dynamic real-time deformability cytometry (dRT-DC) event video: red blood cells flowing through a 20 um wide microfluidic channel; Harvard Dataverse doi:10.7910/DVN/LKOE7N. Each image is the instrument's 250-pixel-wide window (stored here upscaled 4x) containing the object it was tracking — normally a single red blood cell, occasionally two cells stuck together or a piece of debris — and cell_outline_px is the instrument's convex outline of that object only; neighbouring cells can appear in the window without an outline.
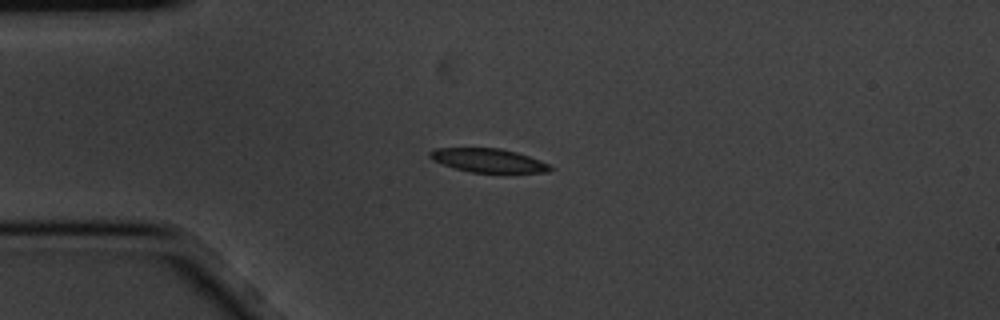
{"species": "common noctule bat (a hibernating species)", "species_latin": "Nyctalus noctula", "temperature_condition": "cold", "stored_images_in_passage": 1, "camera_frame_rate_fps": 3000, "um_per_image_px": 0.085, "animal": {"sex": "male", "body_mass_g": 20.1, "forearm_length_mm": 53.5}, "frame": {"image": 1, "passage_image": 1, "time_ms": 0.0, "image_size_px": [1000, 320], "cell_outline_px": [[556, 168], [548, 172], [472, 172], [452, 168], [432, 160], [428, 156], [428, 152], [436, 148], [500, 148], [516, 152], [540, 160]], "centroid_in_image_um": [41.48, 13.63], "position_along_channel_um": 43.5, "area_um2": 16.65}}